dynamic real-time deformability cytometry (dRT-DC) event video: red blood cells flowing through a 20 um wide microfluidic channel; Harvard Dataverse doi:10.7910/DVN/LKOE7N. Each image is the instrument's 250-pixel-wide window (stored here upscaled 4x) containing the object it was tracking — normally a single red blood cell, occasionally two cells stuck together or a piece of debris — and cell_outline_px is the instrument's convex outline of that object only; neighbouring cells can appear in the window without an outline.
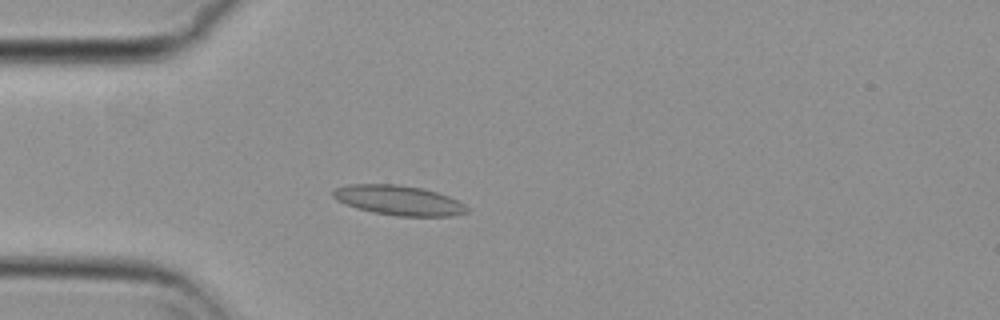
{"species": "common noctule bat (a hibernating species)", "species_latin": "Nyctalus noctula", "temperature_condition": "cold", "stored_images_in_passage": 53, "camera_frame_rate_fps": 3000, "um_per_image_px": 0.085, "animal": {"sex": "female", "body_mass_g": 29.2, "forearm_length_mm": 56.3}, "frame": {"image": 1, "passage_image": 15, "time_ms": 4.667, "image_size_px": [1000, 320], "cell_outline_px": [[468, 212], [452, 216], [396, 216], [372, 212], [356, 208], [344, 204], [336, 200], [332, 196], [332, 192], [336, 188], [348, 184], [396, 184], [424, 188], [448, 196], [464, 204], [468, 208]], "centroid_in_image_um": [33.86, 17.02], "position_along_channel_um": 51.1, "area_um2": 23.35}}
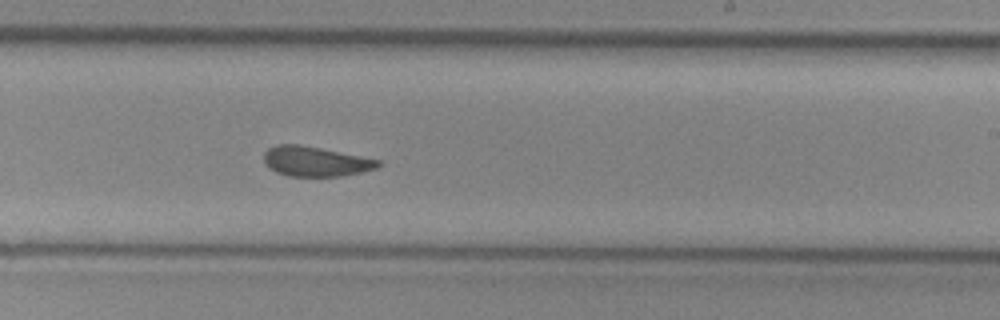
{"frame": {"image": 2, "passage_image": 33, "time_ms": 10.667, "image_size_px": [1000, 320], "cell_outline_px": [[384, 164], [376, 168], [360, 172], [340, 176], [288, 176], [276, 172], [268, 168], [264, 164], [264, 152], [268, 148], [276, 144], [296, 144], [320, 148], [380, 160]], "centroid_in_image_um": [26.78, 13.72], "position_along_channel_um": 262.2, "area_um2": 19.88}}
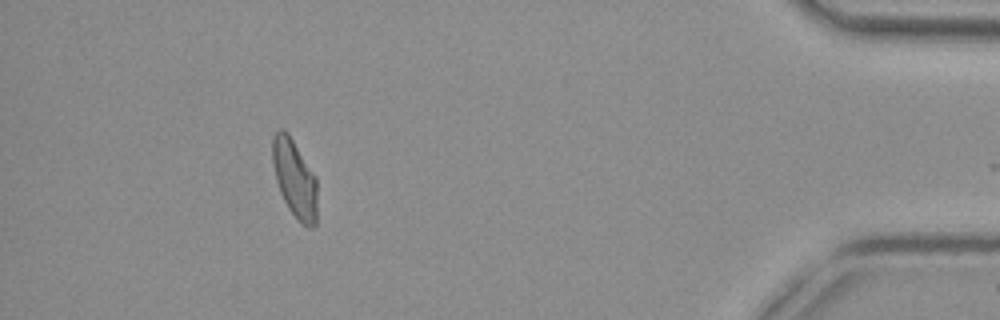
{"frame": {"image": 3, "passage_image": 50, "time_ms": 16.333, "image_size_px": [1000, 320], "cell_outline_px": [[316, 224], [312, 228], [308, 228], [300, 224], [288, 208], [280, 192], [276, 180], [272, 164], [272, 136], [280, 128], [284, 128], [288, 132], [316, 176]], "centroid_in_image_um": [25.03, 15.17], "position_along_channel_um": 410.2, "area_um2": 20.58}, "authors_computed_cell_mechanics": {"area_um2": 20.9814, "velocity_mm_per_s": 3.6925, "shape_relaxation_time_tau1_ms": 8.6474, "shape_relaxation_time_tau2_ms": 1.6398, "deformation_change_tau1": 0.1802, "deformation_change_tau2": 0.082}}